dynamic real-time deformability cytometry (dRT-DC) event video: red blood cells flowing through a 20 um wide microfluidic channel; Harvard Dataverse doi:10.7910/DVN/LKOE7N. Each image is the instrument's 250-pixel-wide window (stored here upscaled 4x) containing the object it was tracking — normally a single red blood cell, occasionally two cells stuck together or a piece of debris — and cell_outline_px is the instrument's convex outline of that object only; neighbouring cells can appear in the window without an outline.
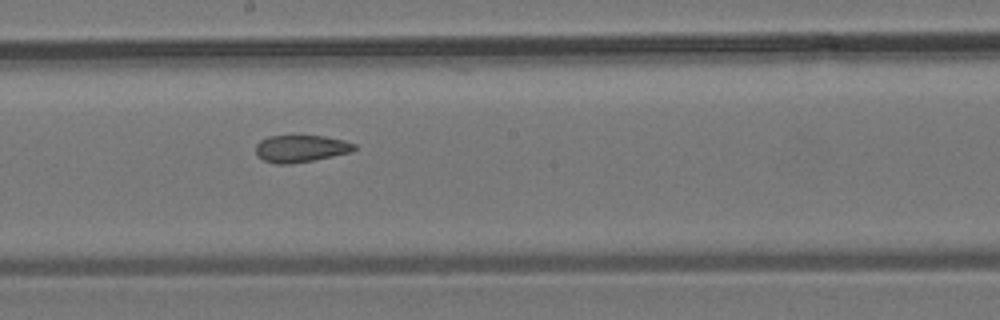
{"species": "common noctule bat (a hibernating species)", "species_latin": "Nyctalus noctula", "temperature_condition": "room temperature", "stored_images_in_passage": 8, "camera_frame_rate_fps": 3000, "um_per_image_px": 0.085, "animal": {"sex": "male", "body_mass_g": 19.2, "forearm_length_mm": 51.8}, "frame": {"image": 1, "passage_image": 8, "time_ms": 9.0, "image_size_px": [1000, 320], "cell_outline_px": [[356, 148], [352, 152], [292, 164], [276, 164], [264, 160], [256, 152], [256, 144], [260, 140], [268, 136], [324, 136], [344, 140], [356, 144]], "centroid_in_image_um": [25.58, 12.62], "position_along_channel_um": 222.6, "area_um2": 15.49}}